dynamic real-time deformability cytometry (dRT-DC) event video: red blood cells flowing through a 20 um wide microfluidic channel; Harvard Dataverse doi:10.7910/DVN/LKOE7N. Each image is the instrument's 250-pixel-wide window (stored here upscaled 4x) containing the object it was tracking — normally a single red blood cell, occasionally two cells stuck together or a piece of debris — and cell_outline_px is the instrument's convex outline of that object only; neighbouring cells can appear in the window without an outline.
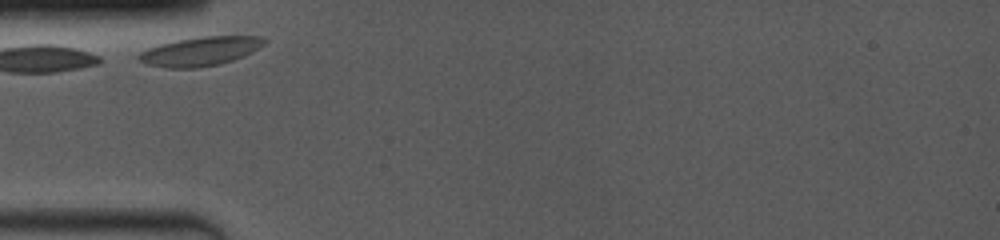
{"species": "common noctule bat (a hibernating species)", "species_latin": "Nyctalus noctula", "temperature_condition": "room temperature", "stored_images_in_passage": 13, "camera_frame_rate_fps": 4000, "um_per_image_px": 0.085, "animal": {"sex": "female", "body_mass_g": 19.0, "forearm_length_mm": 53.3}, "frame": {"image": 1, "passage_image": 1, "time_ms": 0.0, "image_size_px": [1000, 240], "cell_outline_px": [[268, 40], [260, 48], [244, 56], [220, 64], [196, 68], [164, 68], [144, 64], [136, 60], [136, 56], [140, 52], [148, 48], [160, 44], [176, 40], [200, 36], [260, 36]], "centroid_in_image_um": [16.99, 4.37], "position_along_channel_um": 68.0, "area_um2": 21.56}}